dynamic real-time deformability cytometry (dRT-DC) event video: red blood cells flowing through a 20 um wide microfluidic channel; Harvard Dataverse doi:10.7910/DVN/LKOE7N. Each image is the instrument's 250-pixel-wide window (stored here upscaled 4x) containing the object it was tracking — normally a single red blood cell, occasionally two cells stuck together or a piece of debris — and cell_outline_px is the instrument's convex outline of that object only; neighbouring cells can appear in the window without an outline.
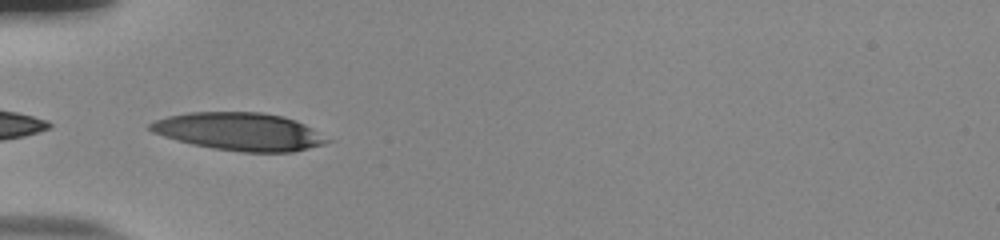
{"species": "human", "species_latin": "Homo sapiens", "temperature_condition": "room temperature", "stored_images_in_passage": 20, "camera_frame_rate_fps": 3000, "um_per_image_px": 0.085, "donor": {"sex": "male"}, "frame": {"image": 1, "passage_image": 1, "time_ms": 0.0, "image_size_px": [1000, 240], "cell_outline_px": [[336, 140], [324, 144], [292, 152], [240, 152], [212, 148], [192, 144], [176, 140], [152, 132], [148, 128], [148, 124], [156, 120], [168, 116], [188, 112], [260, 112], [284, 116], [296, 120]], "centroid_in_image_um": [20.39, 11.18], "position_along_channel_um": 64.6, "area_um2": 39.25}}